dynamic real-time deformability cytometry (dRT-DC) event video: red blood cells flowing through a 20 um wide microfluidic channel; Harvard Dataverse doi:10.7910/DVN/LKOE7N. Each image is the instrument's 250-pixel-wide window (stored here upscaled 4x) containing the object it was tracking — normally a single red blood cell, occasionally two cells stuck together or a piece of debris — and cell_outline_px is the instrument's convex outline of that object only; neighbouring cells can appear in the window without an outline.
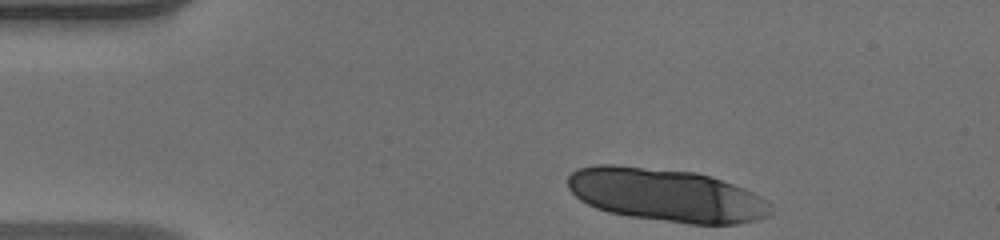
{"species": "human", "species_latin": "Homo sapiens", "temperature_condition": "warm", "stored_images_in_passage": 24, "segment_of_instrument_passage": [1, 2], "camera_frame_rate_fps": 3000, "um_per_image_px": 0.085, "donor": {"sex": "male"}, "frame": {"image": 1, "passage_image": 1, "time_ms": 0.0, "image_size_px": [1000, 240], "cell_outline_px": [[772, 212], [768, 216], [756, 220], [736, 224], [688, 224], [628, 216], [608, 212], [596, 208], [580, 200], [568, 188], [568, 176], [576, 168], [596, 164], [616, 164], [696, 172], [712, 176], [744, 188], [760, 196], [772, 204]], "centroid_in_image_um": [56.62, 16.57], "position_along_channel_um": 28.4, "area_um2": 63.29}}